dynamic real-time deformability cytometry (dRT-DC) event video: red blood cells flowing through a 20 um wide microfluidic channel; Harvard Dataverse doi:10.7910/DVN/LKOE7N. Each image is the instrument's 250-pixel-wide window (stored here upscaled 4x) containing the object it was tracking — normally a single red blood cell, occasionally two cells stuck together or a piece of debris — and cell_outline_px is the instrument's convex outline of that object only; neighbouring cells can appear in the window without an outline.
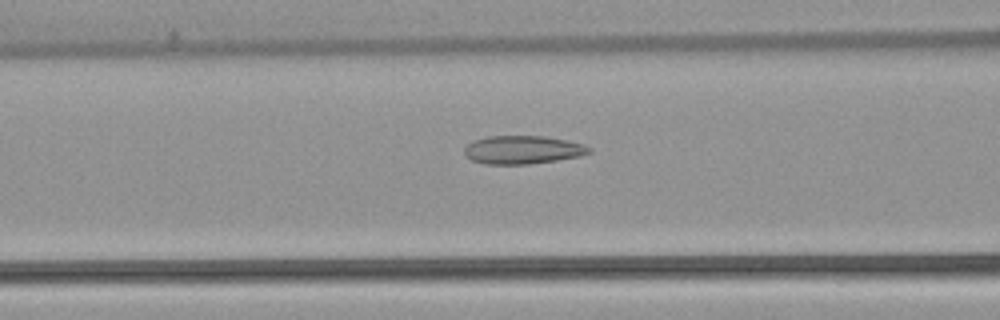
{"species": "common noctule bat (a hibernating species)", "species_latin": "Nyctalus noctula", "temperature_condition": "warm", "stored_images_in_passage": 40, "camera_frame_rate_fps": 3000, "um_per_image_px": 0.085, "animal": {"sex": "female", "body_mass_g": 22.7, "forearm_length_mm": 54.2}, "frame": {"image": 1, "passage_image": 15, "time_ms": 4.667, "image_size_px": [1000, 320], "cell_outline_px": [[592, 152], [580, 156], [556, 160], [528, 164], [484, 164], [472, 160], [464, 156], [464, 148], [472, 140], [488, 136], [544, 136], [568, 140], [584, 144], [592, 148]], "centroid_in_image_um": [44.42, 12.73], "position_along_channel_um": 122.2, "area_um2": 20.75}}
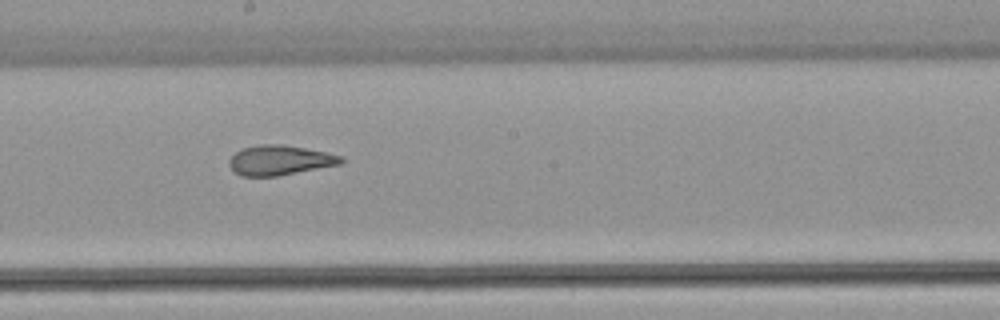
{"frame": {"image": 2, "passage_image": 23, "time_ms": 7.333, "image_size_px": [1000, 320], "cell_outline_px": [[344, 164], [276, 176], [240, 176], [228, 164], [228, 160], [236, 152], [244, 148], [260, 144], [284, 144], [328, 152], [344, 156]], "centroid_in_image_um": [23.85, 13.61], "position_along_channel_um": 224.4, "area_um2": 19.65}}
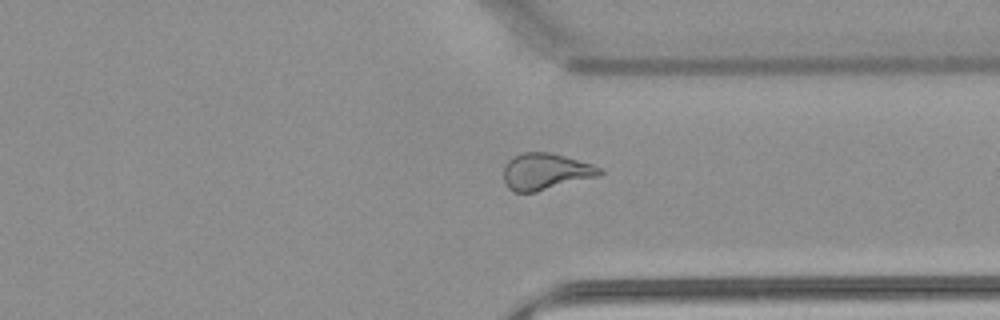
{"frame": {"image": 3, "passage_image": 34, "time_ms": 11.0, "image_size_px": [1000, 320], "cell_outline_px": [[604, 172], [600, 176], [536, 192], [512, 192], [504, 184], [504, 164], [512, 156], [524, 152], [552, 152], [592, 164], [600, 168]], "centroid_in_image_um": [46.36, 14.58], "position_along_channel_um": 365.0, "area_um2": 20.75}, "authors_computed_cell_mechanics": {"area_um2": 20.7502, "velocity_mm_per_s": 3.8394, "shape_relaxation_time_tau1_ms": null, "shape_relaxation_time_tau2_ms": 1.8372, "deformation_change_tau1": null, "deformation_change_tau2": 0.083}}